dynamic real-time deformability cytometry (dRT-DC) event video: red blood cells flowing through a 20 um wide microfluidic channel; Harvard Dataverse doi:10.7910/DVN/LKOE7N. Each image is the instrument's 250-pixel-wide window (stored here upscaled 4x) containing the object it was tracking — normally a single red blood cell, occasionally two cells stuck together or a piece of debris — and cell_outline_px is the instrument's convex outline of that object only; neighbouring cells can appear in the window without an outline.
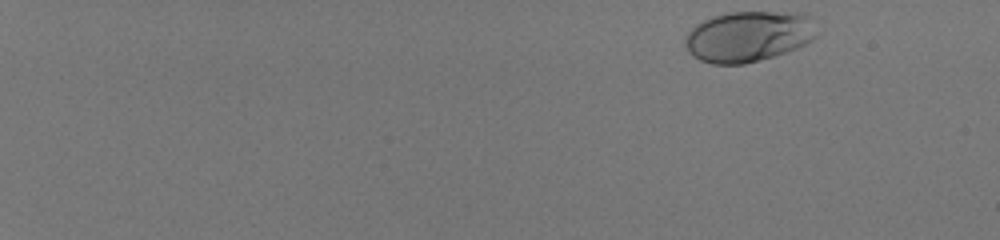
{"species": "human", "species_latin": "Homo sapiens", "temperature_condition": "room temperature", "stored_images_in_passage": 51, "camera_frame_rate_fps": 3000, "um_per_image_px": 0.085, "donor": {"sex": "male"}, "frame": {"image": 1, "passage_image": 1, "time_ms": 0.0, "image_size_px": [1000, 240], "cell_outline_px": [[816, 36], [812, 40], [796, 48], [772, 56], [744, 64], [712, 64], [700, 60], [692, 56], [688, 52], [684, 44], [684, 36], [696, 24], [712, 16], [728, 12], [804, 12], [812, 16]], "centroid_in_image_um": [63.6, 3.08], "position_along_channel_um": 21.4, "area_um2": 39.13}}
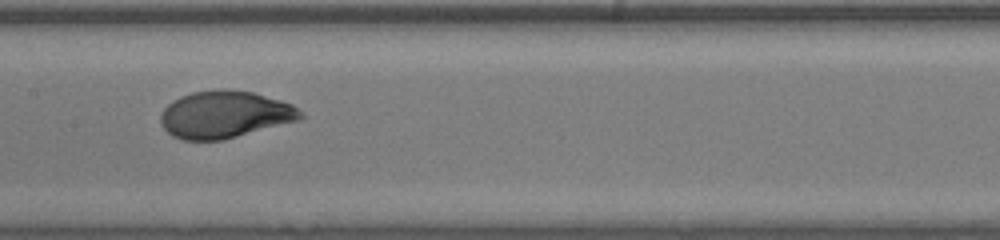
{"frame": {"image": 2, "passage_image": 29, "time_ms": 9.333, "image_size_px": [1000, 240], "cell_outline_px": [[304, 116], [296, 120], [224, 140], [180, 140], [172, 136], [160, 124], [160, 112], [172, 100], [180, 96], [192, 92], [252, 92], [280, 100], [292, 104]], "centroid_in_image_um": [19.03, 9.78], "position_along_channel_um": 188.4, "area_um2": 37.51}}
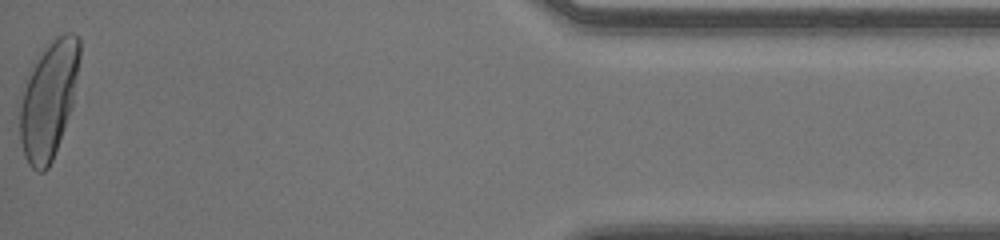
{"frame": {"image": 3, "passage_image": 51, "time_ms": 16.667, "image_size_px": [1000, 240], "cell_outline_px": [[80, 56], [72, 104], [64, 128], [52, 160], [48, 168], [44, 172], [36, 172], [28, 164], [24, 156], [20, 140], [16, 100], [32, 64], [44, 44], [56, 36], [64, 32], [72, 32], [80, 40]], "centroid_in_image_um": [4.06, 8.44], "position_along_channel_um": 431.1, "area_um2": 41.96}, "authors_computed_cell_mechanics": {"area_um2": 37.8012, "velocity_mm_per_s": 4.0524, "shape_relaxation_time_tau1_ms": 3.6324, "shape_relaxation_time_tau2_ms": null, "deformation_change_tau1": 0.1905, "deformation_change_tau2": null}}